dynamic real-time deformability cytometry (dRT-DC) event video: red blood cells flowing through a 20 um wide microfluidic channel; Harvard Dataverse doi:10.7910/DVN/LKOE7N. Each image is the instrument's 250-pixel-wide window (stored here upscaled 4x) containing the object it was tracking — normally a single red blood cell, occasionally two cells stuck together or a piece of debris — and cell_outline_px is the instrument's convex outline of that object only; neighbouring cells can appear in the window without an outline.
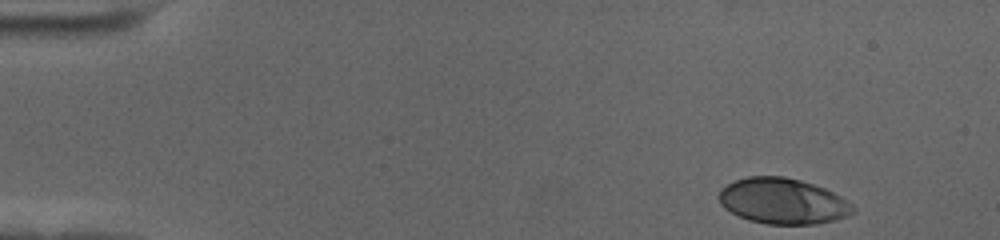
{"species": "human", "species_latin": "Homo sapiens", "temperature_condition": "cold", "stored_images_in_passage": 46, "camera_frame_rate_fps": 3000, "um_per_image_px": 0.085, "donor": {"sex": "female"}, "frame": {"image": 1, "passage_image": 1, "time_ms": 0.0, "image_size_px": [1000, 240], "cell_outline_px": [[856, 212], [848, 216], [816, 224], [768, 224], [748, 220], [724, 208], [720, 204], [716, 196], [720, 188], [736, 180], [748, 176], [784, 176], [800, 180], [824, 188], [840, 196], [852, 204], [856, 208]], "centroid_in_image_um": [66.52, 17.09], "position_along_channel_um": 18.5, "area_um2": 35.84}}
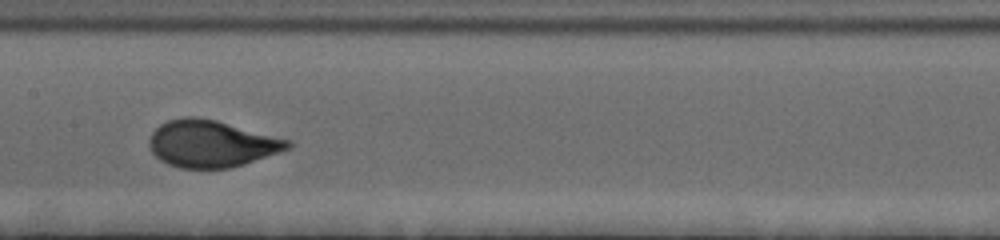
{"frame": {"image": 2, "passage_image": 25, "time_ms": 8.0, "image_size_px": [1000, 240], "cell_outline_px": [[292, 148], [232, 168], [180, 168], [168, 164], [160, 160], [152, 152], [148, 144], [148, 140], [152, 132], [160, 124], [168, 120], [184, 116], [196, 116], [216, 120], [292, 140]], "centroid_in_image_um": [17.98, 12.21], "position_along_channel_um": 189.4, "area_um2": 38.15}}
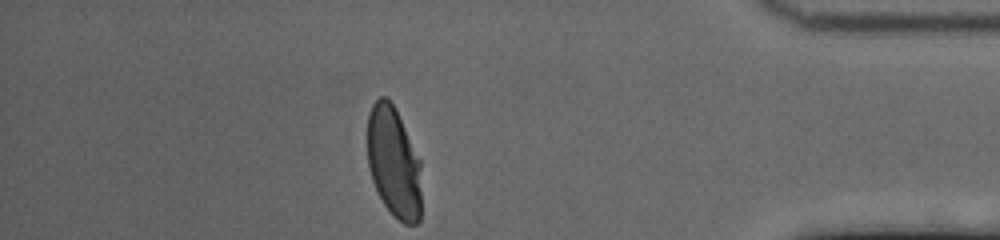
{"frame": {"image": 3, "passage_image": 46, "time_ms": 15.0, "image_size_px": [1000, 240], "cell_outline_px": [[420, 220], [416, 224], [404, 224], [384, 204], [372, 180], [368, 168], [368, 112], [372, 104], [380, 96], [388, 96], [396, 108], [420, 160]], "centroid_in_image_um": [33.46, 13.74], "position_along_channel_um": 401.7, "area_um2": 34.85}, "authors_computed_cell_mechanics": {"area_um2": 36.8186, "velocity_mm_per_s": 3.5198, "shape_relaxation_time_tau1_ms": 3.6391, "shape_relaxation_time_tau2_ms": null, "deformation_change_tau1": 0.1829, "deformation_change_tau2": null}}